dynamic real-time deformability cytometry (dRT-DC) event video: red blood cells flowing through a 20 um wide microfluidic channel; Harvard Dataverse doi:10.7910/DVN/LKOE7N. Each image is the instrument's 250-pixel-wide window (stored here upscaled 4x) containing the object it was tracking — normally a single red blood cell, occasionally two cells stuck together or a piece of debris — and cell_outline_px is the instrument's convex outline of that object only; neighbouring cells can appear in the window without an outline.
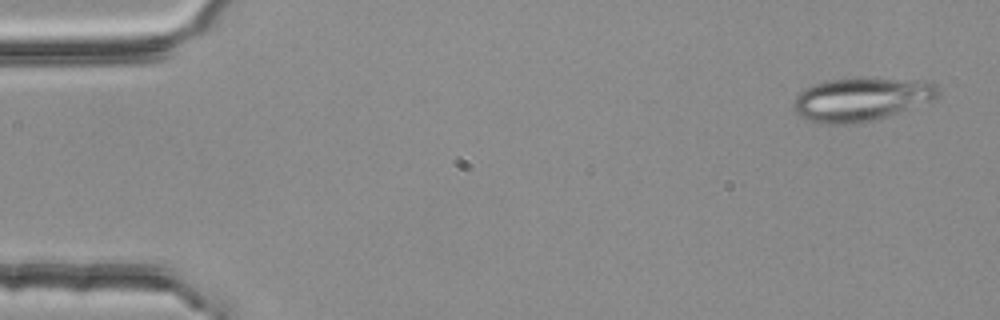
{"species": "common noctule bat (a hibernating species)", "species_latin": "Nyctalus noctula", "temperature_condition": "room temperature", "stored_images_in_passage": 3, "segment_of_instrument_passage": [2, 2], "camera_frame_rate_fps": 3000, "um_per_image_px": 0.085, "animal": {"sex": "female", "body_mass_g": 25.1}, "frame": {"image": 1, "passage_image": 3, "time_ms": 0.667, "image_size_px": [1000, 320], "cell_outline_px": [[940, 92], [932, 100], [860, 124], [820, 124], [808, 120], [800, 116], [792, 108], [792, 100], [804, 88], [812, 84], [828, 80], [856, 76], [924, 80], [940, 84]], "centroid_in_image_um": [73.17, 8.4], "position_along_channel_um": 11.8, "area_um2": 37.34}}